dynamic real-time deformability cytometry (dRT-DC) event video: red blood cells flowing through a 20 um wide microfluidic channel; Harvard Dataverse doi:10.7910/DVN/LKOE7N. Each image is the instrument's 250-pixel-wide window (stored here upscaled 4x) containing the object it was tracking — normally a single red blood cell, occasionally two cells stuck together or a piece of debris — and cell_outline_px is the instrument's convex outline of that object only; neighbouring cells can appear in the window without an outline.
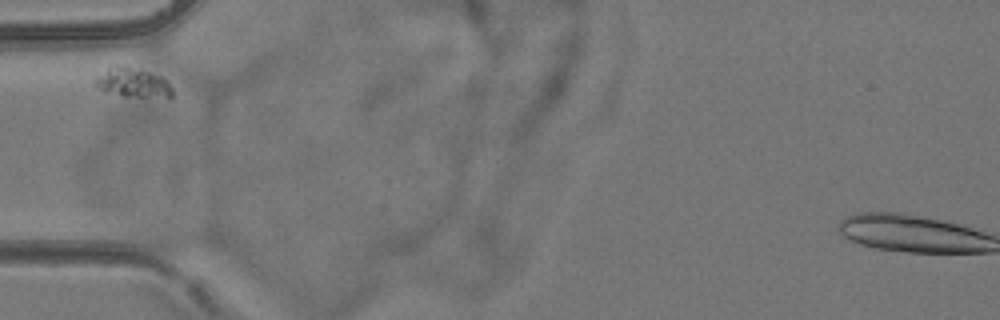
{"species": "common noctule bat (a hibernating species)", "species_latin": "Nyctalus noctula", "temperature_condition": "room temperature", "stored_images_in_passage": 3, "camera_frame_rate_fps": 3000, "um_per_image_px": 0.085, "animal": {"sex": "female", "body_mass_g": 24.6, "forearm_length_mm": 56.2}, "frame": {"image": 1, "passage_image": 1, "time_ms": 0.0, "image_size_px": [1000, 320], "cell_outline_px": [[172, 100], [124, 96], [104, 92], [96, 88], [92, 80], [96, 76], [108, 68], [116, 64], [124, 64], [160, 76], [172, 88]], "centroid_in_image_um": [11.27, 7.06], "position_along_channel_um": 73.7, "area_um2": 13.87}}
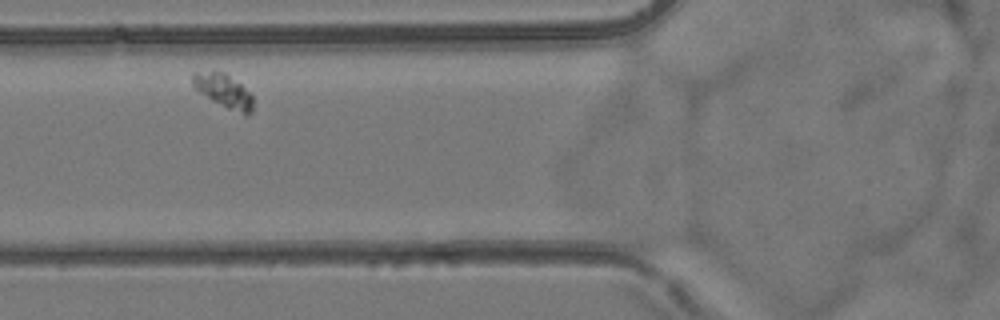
{"frame": {"image": 2, "passage_image": 2, "time_ms": 1.0, "image_size_px": [1000, 320], "cell_outline_px": [[252, 112], [248, 116], [244, 116], [212, 100], [200, 92], [192, 84], [192, 72], [224, 72], [240, 84], [252, 96]], "centroid_in_image_um": [19.02, 7.75], "position_along_channel_um": 106.8, "area_um2": 11.56}}
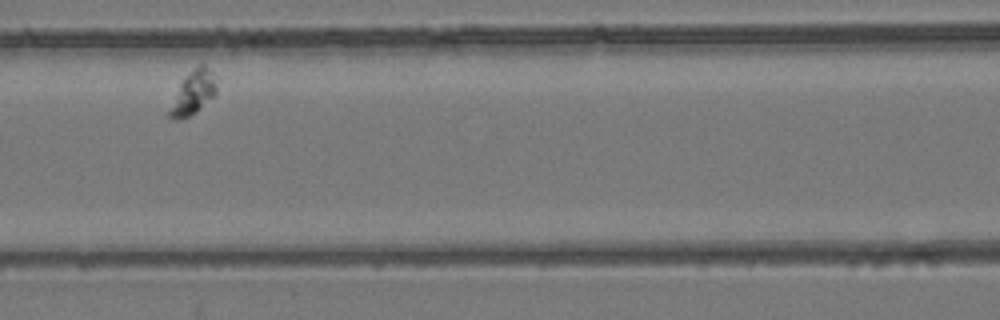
{"frame": {"image": 3, "passage_image": 3, "time_ms": 2.333, "image_size_px": [1000, 320], "cell_outline_px": [[216, 92], [196, 112], [184, 120], [172, 120], [168, 116], [168, 112], [180, 84], [192, 68], [200, 64], [204, 64], [212, 72], [216, 84]], "centroid_in_image_um": [16.39, 7.9], "position_along_channel_um": 150.2, "area_um2": 11.68}}